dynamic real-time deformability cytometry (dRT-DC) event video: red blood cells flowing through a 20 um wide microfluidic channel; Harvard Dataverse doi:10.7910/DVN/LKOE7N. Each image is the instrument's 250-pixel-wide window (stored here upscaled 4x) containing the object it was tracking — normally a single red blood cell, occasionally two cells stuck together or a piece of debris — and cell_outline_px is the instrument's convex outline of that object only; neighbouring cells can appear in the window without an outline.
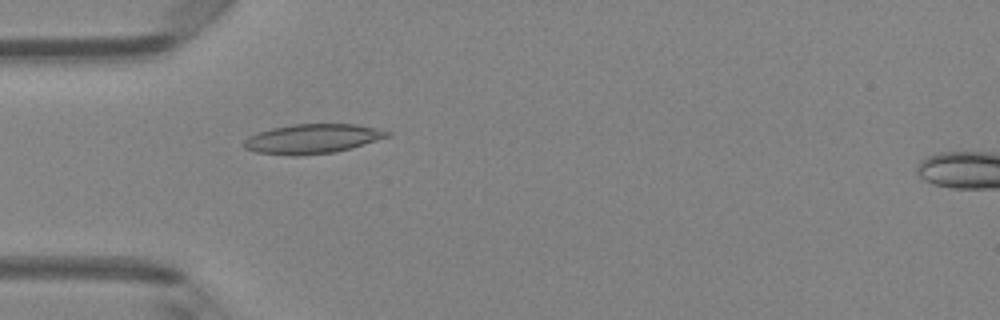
{"species": "Egyptian fruit bat (a non-hibernating species)", "species_latin": "Rousettus aegyptiacus", "temperature_condition": "room temperature", "stored_images_in_passage": 4, "camera_frame_rate_fps": 3000, "um_per_image_px": 0.085, "animal": {"sex": "female"}, "frame": {"image": 1, "passage_image": 4, "time_ms": 1.0, "image_size_px": [1000, 320], "cell_outline_px": [[392, 136], [352, 148], [332, 152], [296, 156], [256, 152], [244, 148], [244, 140], [248, 136], [272, 128], [296, 124], [356, 124], [376, 128], [392, 132]], "centroid_in_image_um": [26.6, 11.79], "position_along_channel_um": 58.4, "area_um2": 24.57}}